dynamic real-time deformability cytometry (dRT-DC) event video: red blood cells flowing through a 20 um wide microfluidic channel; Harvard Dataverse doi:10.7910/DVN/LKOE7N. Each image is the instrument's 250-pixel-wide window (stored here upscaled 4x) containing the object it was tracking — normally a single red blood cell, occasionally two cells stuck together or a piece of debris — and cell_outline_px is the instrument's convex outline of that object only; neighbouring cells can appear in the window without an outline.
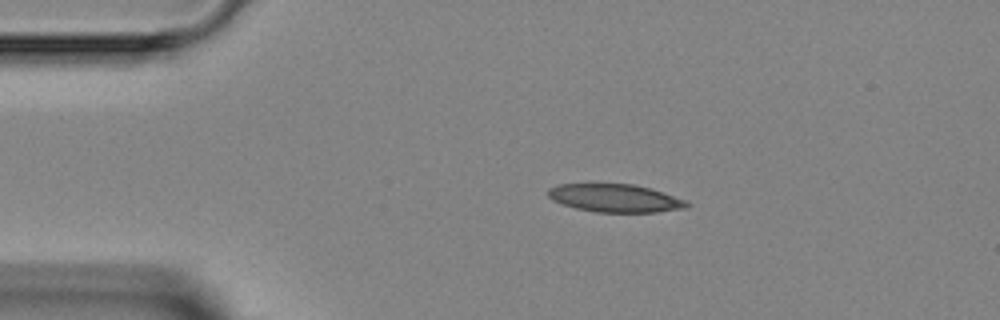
{"species": "Egyptian fruit bat (a non-hibernating species)", "species_latin": "Rousettus aegyptiacus", "temperature_condition": "room temperature", "stored_images_in_passage": 3, "segment_of_instrument_passage": [1, 2], "camera_frame_rate_fps": 3000, "um_per_image_px": 0.085, "animal": {"sex": "female"}, "frame": {"image": 1, "passage_image": 1, "time_ms": 0.0, "image_size_px": [1000, 320], "cell_outline_px": [[692, 204], [688, 208], [656, 212], [596, 212], [576, 208], [552, 200], [548, 196], [548, 188], [560, 184], [636, 184], [688, 200]], "centroid_in_image_um": [52.34, 16.84], "position_along_channel_um": 32.7, "area_um2": 22.72}}